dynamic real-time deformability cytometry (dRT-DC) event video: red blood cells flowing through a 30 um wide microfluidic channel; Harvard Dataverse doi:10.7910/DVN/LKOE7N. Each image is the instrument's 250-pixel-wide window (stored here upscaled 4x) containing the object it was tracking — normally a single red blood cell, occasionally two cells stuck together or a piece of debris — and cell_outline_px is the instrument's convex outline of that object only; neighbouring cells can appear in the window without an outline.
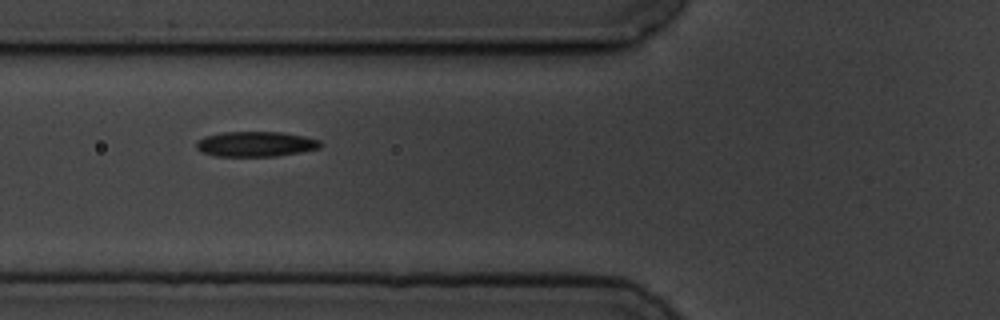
{"species": "common noctule bat (a hibernating species)", "species_latin": "Nyctalus noctula", "temperature_condition": "cold", "stored_images_in_passage": 8, "camera_frame_rate_fps": 3000, "um_per_image_px": 0.085, "animal": {"sex": "male", "body_mass_g": 19.5, "forearm_length_mm": 54.6}, "frame": {"image": 1, "passage_image": 4, "time_ms": 3.333, "image_size_px": [1000, 320], "cell_outline_px": [[324, 144], [320, 148], [300, 152], [276, 156], [216, 156], [200, 152], [196, 148], [196, 140], [204, 136], [224, 132], [280, 132], [304, 136], [320, 140]], "centroid_in_image_um": [21.72, 12.24], "position_along_channel_um": 104.1, "area_um2": 18.32}}
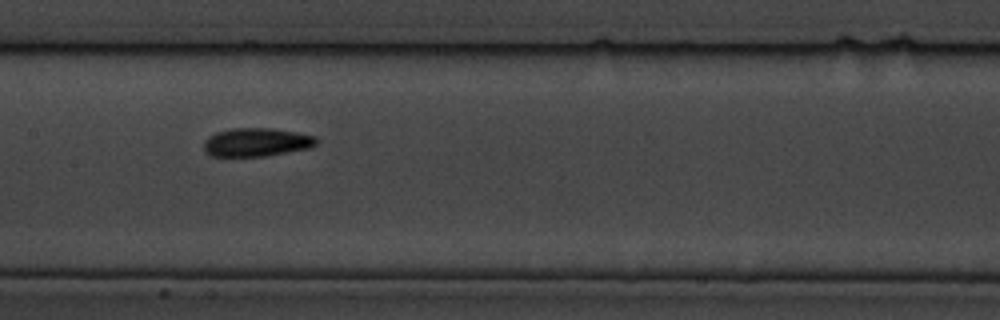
{"frame": {"image": 2, "passage_image": 6, "time_ms": 5.667, "image_size_px": [1000, 320], "cell_outline_px": [[320, 140], [316, 144], [308, 148], [264, 156], [212, 156], [204, 148], [204, 140], [208, 136], [216, 132], [232, 128], [272, 128], [296, 132], [316, 136]], "centroid_in_image_um": [21.81, 12.07], "position_along_channel_um": 185.6, "area_um2": 18.61}}
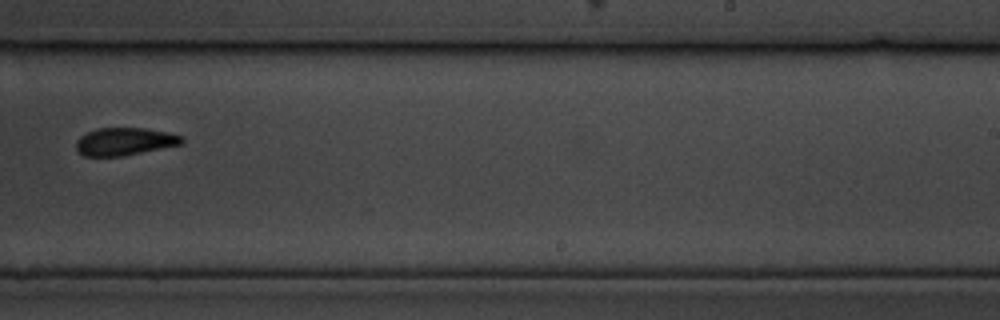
{"frame": {"image": 3, "passage_image": 8, "time_ms": 8.333, "image_size_px": [1000, 320], "cell_outline_px": [[184, 140], [180, 144], [124, 156], [84, 156], [76, 148], [76, 140], [80, 136], [96, 128], [144, 128], [168, 132], [184, 136]], "centroid_in_image_um": [10.59, 12.02], "position_along_channel_um": 278.4, "area_um2": 16.99}}